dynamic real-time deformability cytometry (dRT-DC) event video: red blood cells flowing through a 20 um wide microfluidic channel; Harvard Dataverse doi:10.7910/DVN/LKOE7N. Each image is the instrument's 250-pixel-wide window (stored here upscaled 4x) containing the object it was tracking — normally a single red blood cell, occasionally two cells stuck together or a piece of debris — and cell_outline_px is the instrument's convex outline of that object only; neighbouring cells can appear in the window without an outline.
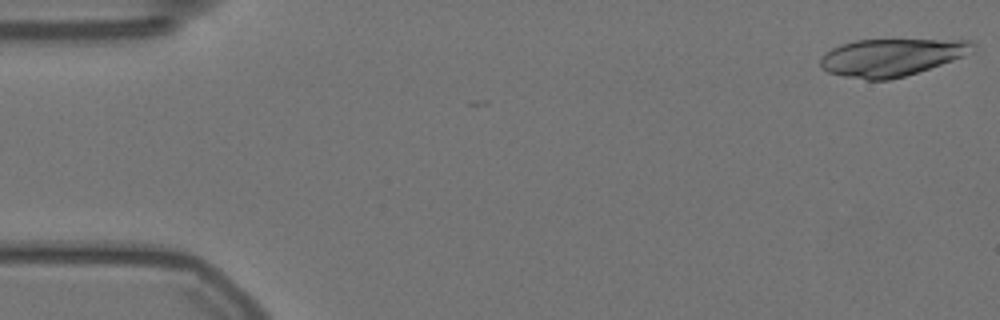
{"species": "Egyptian fruit bat (a non-hibernating species)", "species_latin": "Rousettus aegyptiacus", "temperature_condition": "warm", "stored_images_in_passage": 3, "camera_frame_rate_fps": 3000, "um_per_image_px": 0.085, "animal": {"sex": "female"}, "frame": {"image": 1, "passage_image": 1, "time_ms": 0.0, "image_size_px": [1000, 320], "cell_outline_px": [[976, 44], [964, 56], [904, 76], [888, 80], [864, 80], [844, 76], [828, 72], [820, 68], [820, 60], [832, 48], [840, 44], [856, 40], [972, 40]], "centroid_in_image_um": [75.73, 4.87], "position_along_channel_um": 9.3, "area_um2": 32.77}}